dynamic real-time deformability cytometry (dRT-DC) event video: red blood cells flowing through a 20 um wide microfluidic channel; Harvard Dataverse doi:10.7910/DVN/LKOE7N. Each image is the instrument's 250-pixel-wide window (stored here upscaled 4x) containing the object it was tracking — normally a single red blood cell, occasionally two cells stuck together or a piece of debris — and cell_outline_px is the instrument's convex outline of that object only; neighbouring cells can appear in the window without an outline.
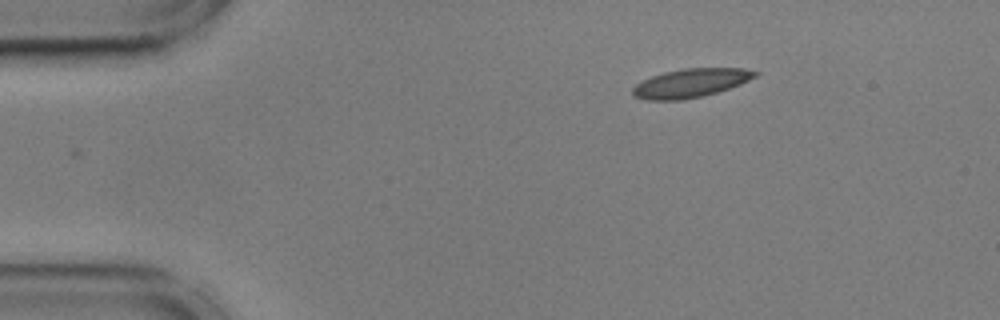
{"species": "common noctule bat (a hibernating species)", "species_latin": "Nyctalus noctula", "temperature_condition": "cold", "stored_images_in_passage": 40, "camera_frame_rate_fps": 3000, "um_per_image_px": 0.085, "animal": {"sex": "male", "body_mass_g": 17.9, "forearm_length_mm": 54.2}, "frame": {"image": 1, "passage_image": 1, "time_ms": 0.0, "image_size_px": [1000, 320], "cell_outline_px": [[760, 72], [756, 76], [740, 84], [716, 92], [700, 96], [680, 100], [648, 100], [632, 96], [632, 88], [636, 84], [652, 76], [664, 72], [684, 68], [744, 68]], "centroid_in_image_um": [58.69, 7.05], "position_along_channel_um": 26.3, "area_um2": 20.29}}
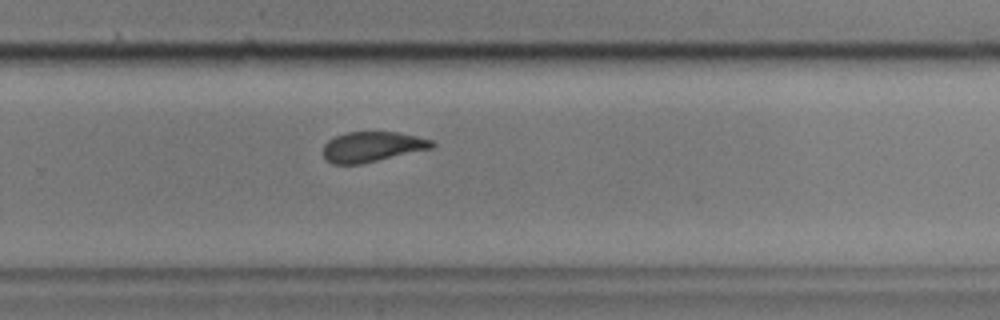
{"frame": {"image": 2, "passage_image": 29, "time_ms": 9.333, "image_size_px": [1000, 320], "cell_outline_px": [[436, 144], [432, 148], [360, 164], [332, 164], [324, 156], [324, 144], [328, 140], [336, 136], [348, 132], [396, 132], [416, 136], [432, 140]], "centroid_in_image_um": [31.63, 12.47], "position_along_channel_um": 298.2, "area_um2": 18.9}}
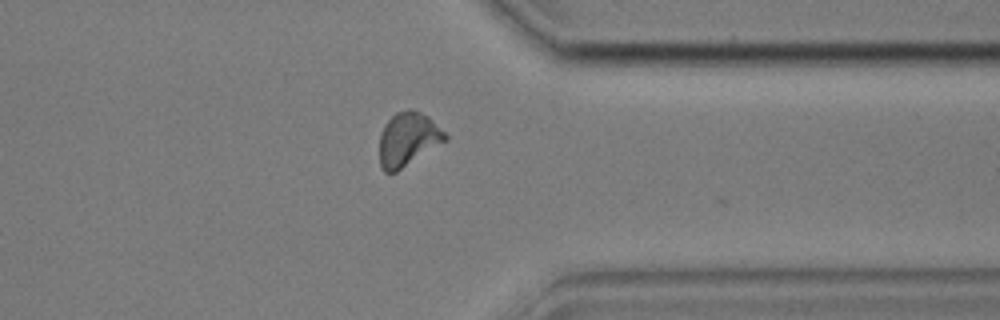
{"frame": {"image": 3, "passage_image": 36, "time_ms": 11.667, "image_size_px": [1000, 320], "cell_outline_px": [[448, 140], [396, 172], [384, 172], [380, 164], [380, 136], [384, 124], [396, 112], [408, 108], [412, 108], [428, 116], [448, 136]], "centroid_in_image_um": [34.68, 11.82], "position_along_channel_um": 376.7, "area_um2": 20.58}, "authors_computed_cell_mechanics": {"area_um2": 20.4612, "velocity_mm_per_s": 3.5726, "shape_relaxation_time_tau1_ms": 5.3449, "shape_relaxation_time_tau2_ms": 2.0722, "deformation_change_tau1": 0.1227, "deformation_change_tau2": 0.0688}}